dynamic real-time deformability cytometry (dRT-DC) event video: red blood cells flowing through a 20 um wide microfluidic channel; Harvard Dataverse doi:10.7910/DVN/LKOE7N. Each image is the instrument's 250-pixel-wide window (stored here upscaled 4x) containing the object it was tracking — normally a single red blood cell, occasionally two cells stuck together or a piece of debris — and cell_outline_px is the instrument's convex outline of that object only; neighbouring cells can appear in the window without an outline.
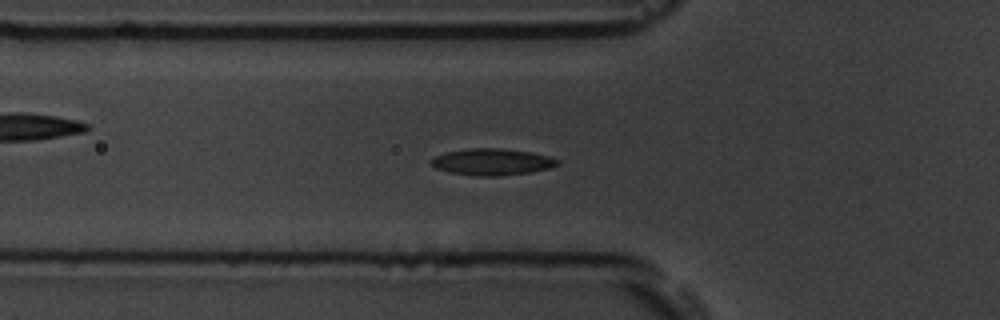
{"species": "common noctule bat (a hibernating species)", "species_latin": "Nyctalus noctula", "temperature_condition": "room temperature", "stored_images_in_passage": 59, "camera_frame_rate_fps": 3000, "um_per_image_px": 0.085, "animal": {"sex": "male", "body_mass_g": 19.5, "forearm_length_mm": 54.6}, "frame": {"image": 1, "passage_image": 20, "time_ms": 6.333, "image_size_px": [1000, 320], "cell_outline_px": [[556, 164], [548, 168], [528, 172], [496, 176], [476, 176], [448, 172], [436, 168], [428, 160], [444, 152], [468, 148], [500, 148], [532, 152], [548, 156], [556, 160]], "centroid_in_image_um": [41.73, 13.75], "position_along_channel_um": 84.1, "area_um2": 19.36}}
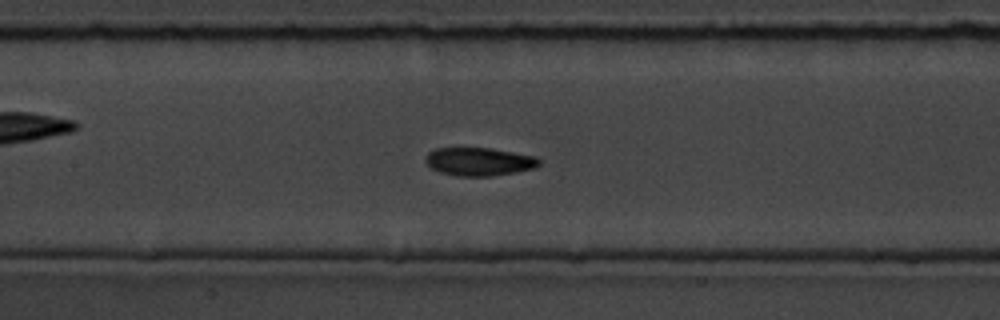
{"frame": {"image": 2, "passage_image": 27, "time_ms": 8.667, "image_size_px": [1000, 320], "cell_outline_px": [[540, 164], [536, 168], [516, 172], [492, 176], [456, 176], [440, 172], [432, 168], [424, 160], [428, 152], [436, 148], [492, 148], [536, 156], [540, 160]], "centroid_in_image_um": [40.75, 13.73], "position_along_channel_um": 166.7, "area_um2": 18.79}}
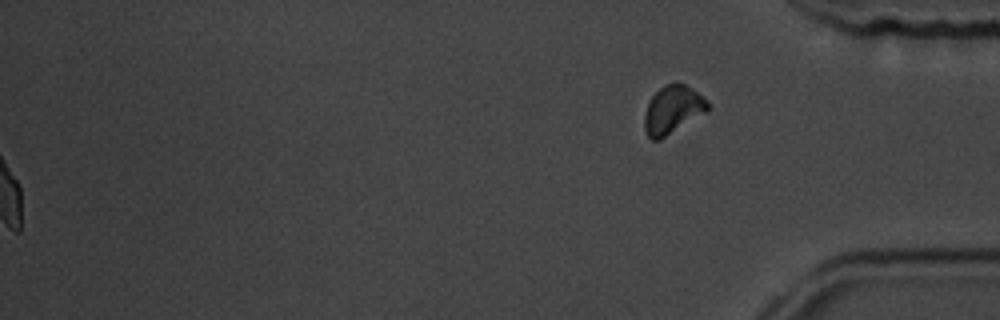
{"frame": {"image": 3, "passage_image": 59, "time_ms": 19.333, "image_size_px": [1000, 320], "cell_outline_px": [[712, 108], [708, 112], [660, 140], [652, 140], [648, 136], [644, 128], [644, 116], [648, 100], [664, 84], [684, 84], [692, 88], [708, 100]], "centroid_in_image_um": [57.21, 9.34], "position_along_channel_um": 378.0, "area_um2": 18.03}, "authors_computed_cell_mechanics": {"area_um2": 18.3226, "velocity_mm_per_s": 3.5303, "shape_relaxation_time_tau1_ms": 4.3539, "shape_relaxation_time_tau2_ms": 1.9842, "deformation_change_tau1": 0.114, "deformation_change_tau2": 0.0668}}